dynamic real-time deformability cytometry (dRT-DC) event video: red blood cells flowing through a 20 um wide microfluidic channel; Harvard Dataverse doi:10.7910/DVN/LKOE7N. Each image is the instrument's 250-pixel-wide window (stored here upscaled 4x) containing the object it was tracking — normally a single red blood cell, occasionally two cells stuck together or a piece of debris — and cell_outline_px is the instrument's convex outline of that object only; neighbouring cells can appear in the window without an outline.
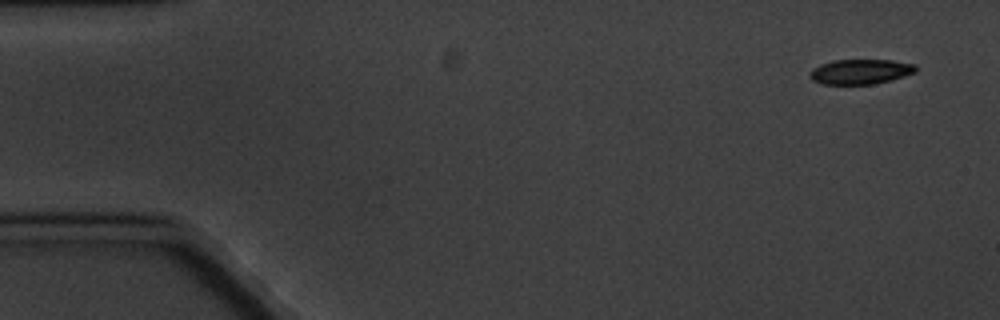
{"species": "common noctule bat (a hibernating species)", "species_latin": "Nyctalus noctula", "temperature_condition": "cold", "stored_images_in_passage": 5, "camera_frame_rate_fps": 3000, "um_per_image_px": 0.085, "animal": {"sex": "male", "body_mass_g": 20.1, "forearm_length_mm": 53.5}, "frame": {"image": 1, "passage_image": 1, "time_ms": 0.0, "image_size_px": [1000, 320], "cell_outline_px": [[916, 72], [892, 80], [872, 84], [820, 84], [812, 80], [808, 76], [808, 72], [812, 68], [820, 64], [832, 60], [892, 60], [916, 64]], "centroid_in_image_um": [73.1, 6.09], "position_along_channel_um": 11.9, "area_um2": 15.61}}
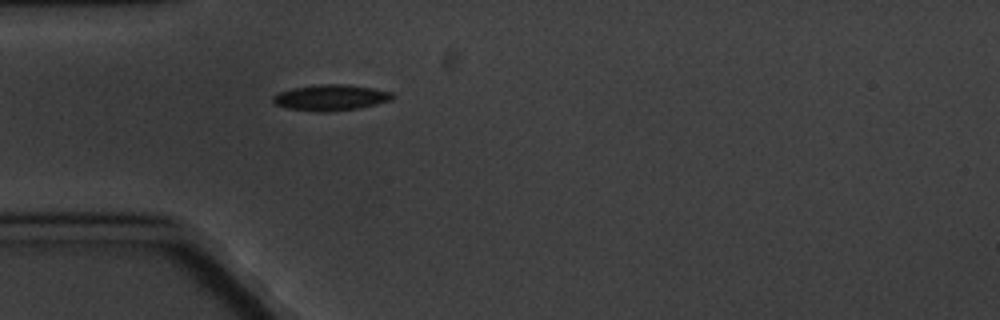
{"frame": {"image": 2, "passage_image": 5, "time_ms": 4.667, "image_size_px": [1000, 320], "cell_outline_px": [[396, 96], [392, 100], [376, 104], [356, 108], [328, 112], [316, 112], [288, 108], [276, 104], [272, 100], [272, 96], [276, 92], [292, 88], [320, 84], [344, 84], [372, 88], [392, 92]], "centroid_in_image_um": [28.1, 8.29], "position_along_channel_um": 56.9, "area_um2": 18.09}}